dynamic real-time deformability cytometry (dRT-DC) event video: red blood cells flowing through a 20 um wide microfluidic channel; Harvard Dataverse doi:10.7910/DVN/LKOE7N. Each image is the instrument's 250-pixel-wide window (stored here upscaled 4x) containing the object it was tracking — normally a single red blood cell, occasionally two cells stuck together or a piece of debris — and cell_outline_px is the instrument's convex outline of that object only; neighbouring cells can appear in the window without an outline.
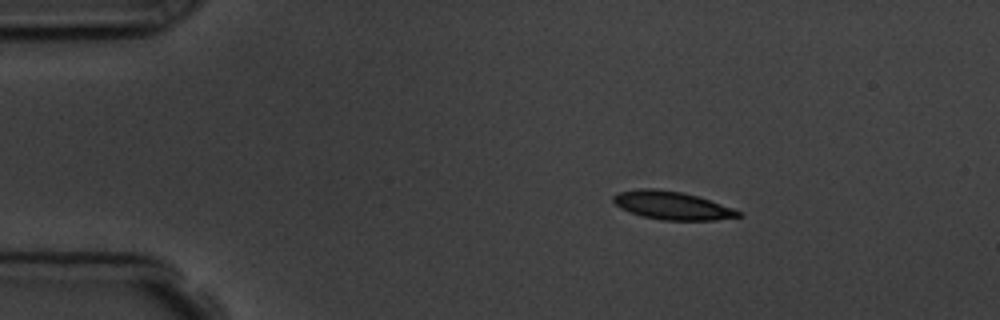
{"species": "common noctule bat (a hibernating species)", "species_latin": "Nyctalus noctula", "temperature_condition": "room temperature", "stored_images_in_passage": 3, "camera_frame_rate_fps": 3000, "um_per_image_px": 0.085, "animal": {"sex": "male", "body_mass_g": 19.5, "forearm_length_mm": 54.6}, "frame": {"image": 1, "passage_image": 1, "time_ms": 0.0, "image_size_px": [1000, 320], "cell_outline_px": [[744, 216], [716, 220], [664, 220], [644, 216], [628, 212], [620, 208], [612, 200], [612, 196], [620, 192], [640, 188], [656, 188], [680, 192], [696, 196], [744, 212]], "centroid_in_image_um": [57.13, 17.47], "position_along_channel_um": 27.9, "area_um2": 20.4}}
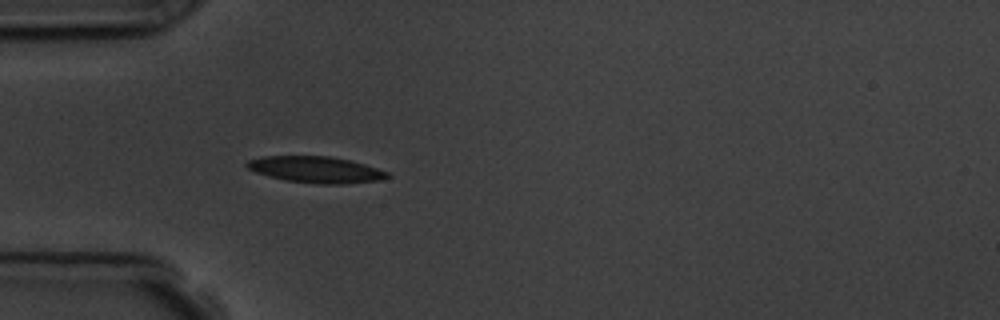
{"frame": {"image": 2, "passage_image": 3, "time_ms": 2.333, "image_size_px": [1000, 320], "cell_outline_px": [[392, 176], [380, 180], [344, 184], [316, 184], [284, 180], [268, 176], [256, 172], [248, 168], [244, 164], [248, 160], [264, 156], [328, 156], [348, 160], [364, 164], [388, 172]], "centroid_in_image_um": [26.84, 14.42], "position_along_channel_um": 58.2, "area_um2": 21.56}}